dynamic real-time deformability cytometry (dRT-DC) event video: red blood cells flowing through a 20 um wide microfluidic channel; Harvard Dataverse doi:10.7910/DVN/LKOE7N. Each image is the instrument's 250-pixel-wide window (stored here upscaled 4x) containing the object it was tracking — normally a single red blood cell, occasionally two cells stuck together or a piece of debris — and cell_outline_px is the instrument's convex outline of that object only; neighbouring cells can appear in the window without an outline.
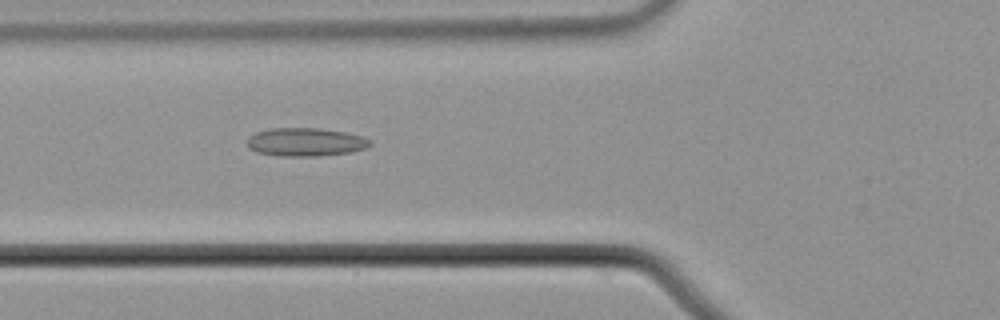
{"species": "common noctule bat (a hibernating species)", "species_latin": "Nyctalus noctula", "temperature_condition": "cold", "stored_images_in_passage": 34, "camera_frame_rate_fps": 3000, "um_per_image_px": 0.085, "animal": {"sex": "male", "body_mass_g": 21.5, "forearm_length_mm": 52.0}, "frame": {"image": 1, "passage_image": 6, "time_ms": 1.667, "image_size_px": [1000, 320], "cell_outline_px": [[372, 144], [368, 148], [348, 152], [320, 156], [280, 156], [256, 152], [248, 148], [248, 136], [256, 132], [268, 128], [320, 128], [344, 132], [360, 136], [372, 140]], "centroid_in_image_um": [25.96, 12.07], "position_along_channel_um": 99.8, "area_um2": 20.4}}
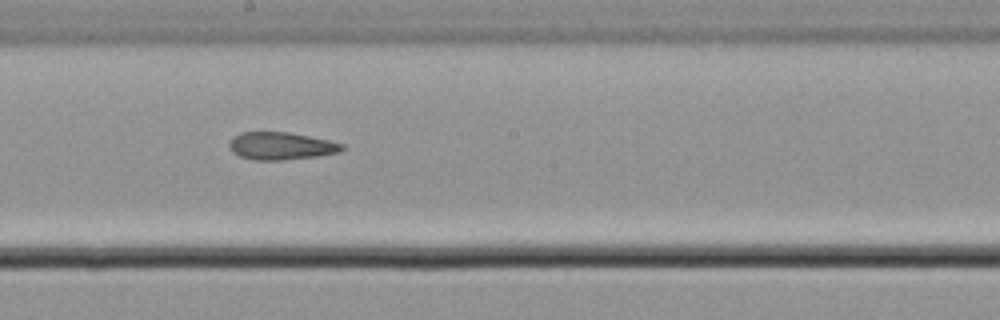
{"frame": {"image": 2, "passage_image": 16, "time_ms": 5.0, "image_size_px": [1000, 320], "cell_outline_px": [[344, 148], [340, 152], [316, 156], [280, 160], [256, 160], [240, 156], [232, 152], [228, 144], [232, 136], [240, 132], [288, 132], [328, 140], [344, 144]], "centroid_in_image_um": [23.85, 12.4], "position_along_channel_um": 224.3, "area_um2": 18.03}}
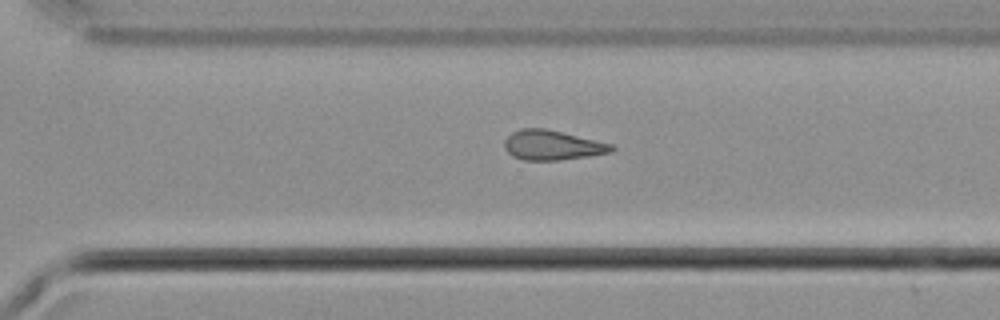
{"frame": {"image": 3, "passage_image": 24, "time_ms": 7.667, "image_size_px": [1000, 320], "cell_outline_px": [[616, 148], [612, 152], [588, 156], [560, 160], [524, 160], [512, 156], [504, 148], [504, 140], [512, 132], [520, 128], [544, 128], [612, 144]], "centroid_in_image_um": [46.92, 12.34], "position_along_channel_um": 323.7, "area_um2": 18.5}}